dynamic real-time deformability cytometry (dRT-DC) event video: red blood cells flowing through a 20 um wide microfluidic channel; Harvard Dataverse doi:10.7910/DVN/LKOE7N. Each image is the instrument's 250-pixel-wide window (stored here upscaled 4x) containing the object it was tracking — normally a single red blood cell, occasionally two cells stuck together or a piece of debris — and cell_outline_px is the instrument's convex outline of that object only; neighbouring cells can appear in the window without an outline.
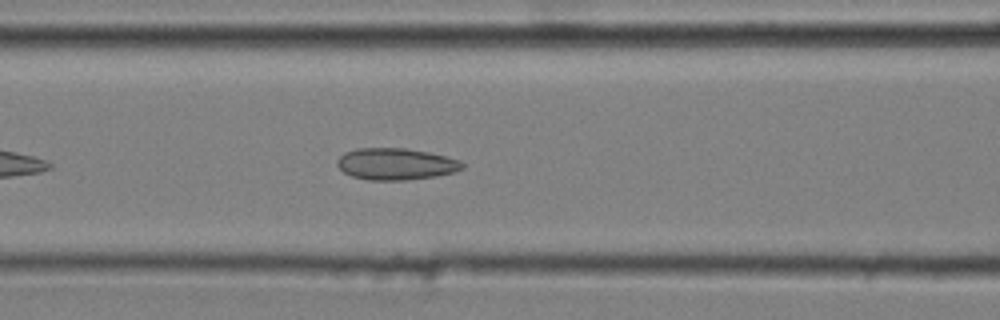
{"species": "common noctule bat (a hibernating species)", "species_latin": "Nyctalus noctula", "temperature_condition": "cold", "stored_images_in_passage": 27, "camera_frame_rate_fps": 3000, "um_per_image_px": 0.085, "animal": {"sex": "male", "body_mass_g": 20.4}, "frame": {"image": 1, "passage_image": 10, "time_ms": 3.0, "image_size_px": [1000, 320], "cell_outline_px": [[464, 168], [452, 172], [436, 176], [404, 180], [368, 180], [352, 176], [344, 172], [336, 164], [336, 160], [344, 152], [356, 148], [404, 148], [428, 152], [460, 160], [464, 164]], "centroid_in_image_um": [33.61, 13.93], "position_along_channel_um": 133.0, "area_um2": 23.06}}
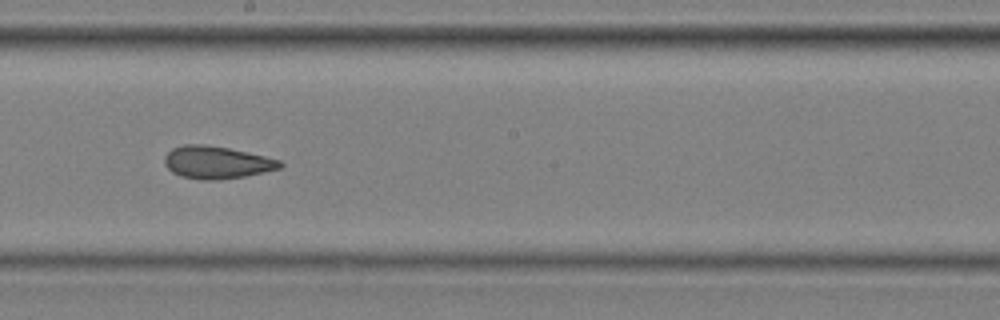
{"frame": {"image": 2, "passage_image": 18, "time_ms": 5.667, "image_size_px": [1000, 320], "cell_outline_px": [[284, 164], [280, 168], [244, 176], [220, 180], [200, 180], [180, 176], [172, 172], [164, 164], [164, 156], [172, 148], [184, 144], [204, 144], [228, 148], [264, 156], [280, 160]], "centroid_in_image_um": [18.38, 13.81], "position_along_channel_um": 229.8, "area_um2": 21.85}}
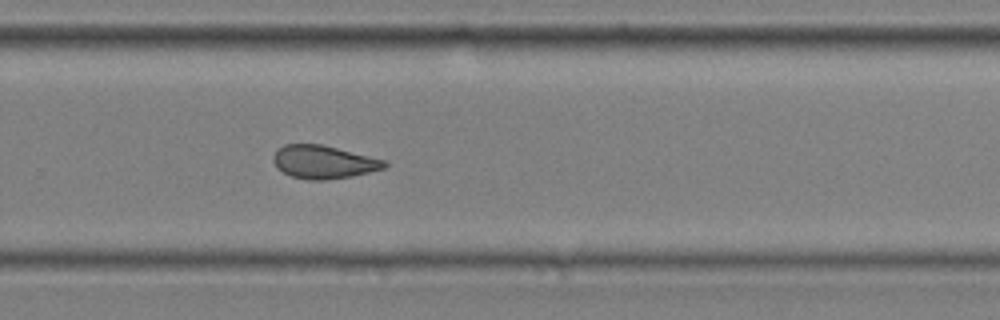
{"frame": {"image": 3, "passage_image": 24, "time_ms": 7.667, "image_size_px": [1000, 320], "cell_outline_px": [[388, 164], [384, 168], [352, 176], [328, 180], [308, 180], [292, 176], [284, 172], [272, 160], [272, 156], [284, 144], [320, 144], [388, 160]], "centroid_in_image_um": [27.54, 13.77], "position_along_channel_um": 302.3, "area_um2": 21.33}}